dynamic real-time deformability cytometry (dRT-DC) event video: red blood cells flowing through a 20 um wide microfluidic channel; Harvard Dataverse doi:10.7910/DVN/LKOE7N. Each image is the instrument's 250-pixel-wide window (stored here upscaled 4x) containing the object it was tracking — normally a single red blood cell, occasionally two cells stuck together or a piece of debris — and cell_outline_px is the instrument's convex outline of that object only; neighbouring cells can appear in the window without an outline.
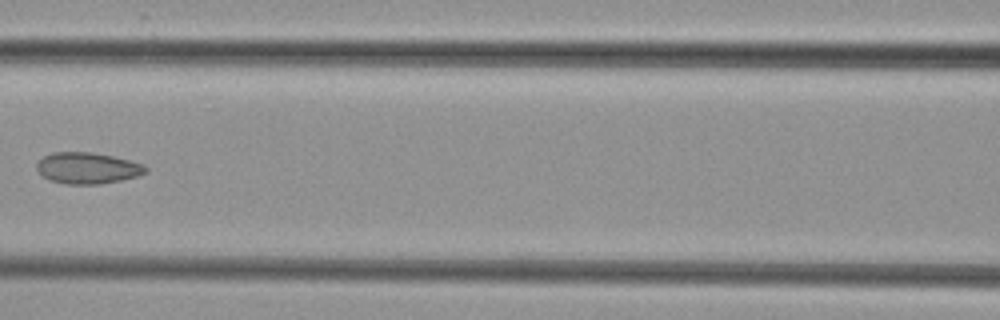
{"species": "common noctule bat (a hibernating species)", "species_latin": "Nyctalus noctula", "temperature_condition": "cold", "stored_images_in_passage": 7, "camera_frame_rate_fps": 3000, "um_per_image_px": 0.085, "animal": {"sex": "female", "body_mass_g": 29.2, "forearm_length_mm": 56.3}, "frame": {"image": 1, "passage_image": 6, "time_ms": 7.0, "image_size_px": [1000, 320], "cell_outline_px": [[148, 172], [140, 176], [100, 184], [64, 184], [48, 180], [40, 176], [36, 168], [36, 164], [44, 156], [52, 152], [92, 152], [112, 156], [144, 164], [148, 168]], "centroid_in_image_um": [7.43, 14.29], "position_along_channel_um": 159.2, "area_um2": 20.11}}
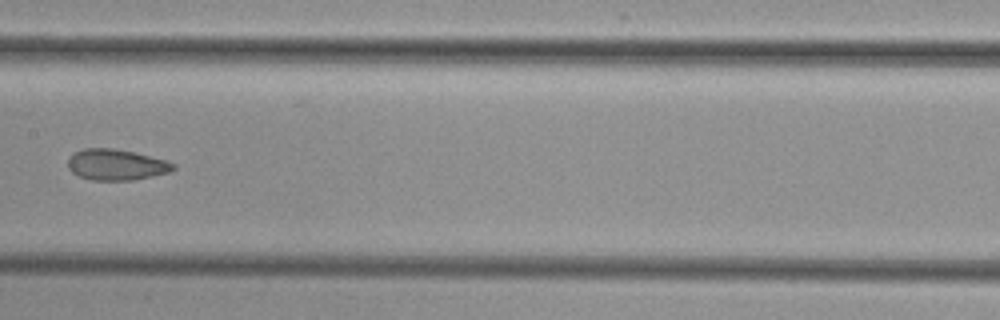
{"frame": {"image": 2, "passage_image": 7, "time_ms": 8.0, "image_size_px": [1000, 320], "cell_outline_px": [[176, 168], [172, 172], [132, 180], [92, 180], [80, 176], [72, 172], [68, 168], [68, 156], [72, 152], [84, 148], [112, 148], [136, 152], [164, 160], [176, 164]], "centroid_in_image_um": [9.87, 13.99], "position_along_channel_um": 197.5, "area_um2": 19.19}}